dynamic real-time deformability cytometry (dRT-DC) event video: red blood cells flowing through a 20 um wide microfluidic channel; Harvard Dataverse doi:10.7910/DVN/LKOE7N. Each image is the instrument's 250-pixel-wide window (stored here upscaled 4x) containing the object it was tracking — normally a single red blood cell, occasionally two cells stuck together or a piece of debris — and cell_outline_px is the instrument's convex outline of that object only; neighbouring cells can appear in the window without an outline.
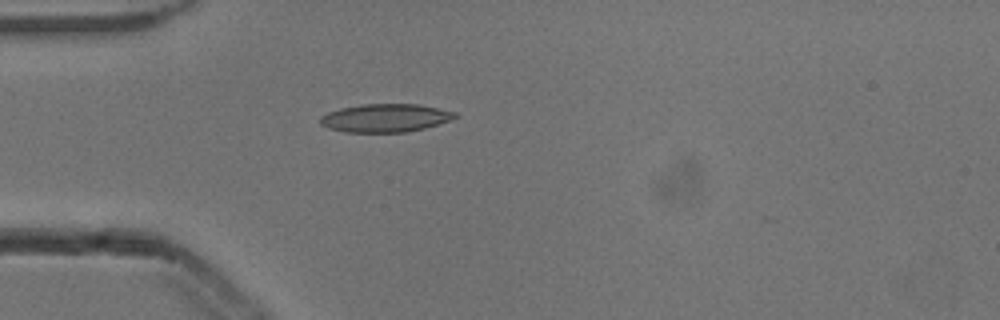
{"species": "common noctule bat (a hibernating species)", "species_latin": "Nyctalus noctula", "temperature_condition": "cold", "stored_images_in_passage": 37, "camera_frame_rate_fps": 3000, "um_per_image_px": 0.085, "animal": {"sex": "male", "body_mass_g": 13.3}, "frame": {"image": 1, "passage_image": 1, "time_ms": 0.0, "image_size_px": [1000, 320], "cell_outline_px": [[456, 116], [448, 120], [424, 128], [404, 132], [344, 132], [328, 128], [320, 124], [320, 116], [328, 112], [340, 108], [364, 104], [420, 104], [456, 112]], "centroid_in_image_um": [32.7, 10.02], "position_along_channel_um": 52.3, "area_um2": 21.96}}
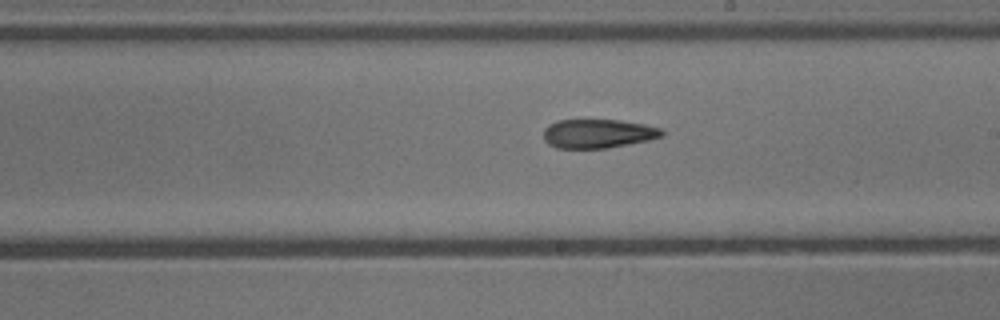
{"frame": {"image": 2, "passage_image": 16, "time_ms": 5.0, "image_size_px": [1000, 320], "cell_outline_px": [[664, 136], [648, 140], [608, 148], [556, 148], [548, 144], [544, 140], [544, 128], [548, 124], [556, 120], [620, 120], [644, 124], [660, 128], [664, 132]], "centroid_in_image_um": [50.81, 11.35], "position_along_channel_um": 238.2, "area_um2": 20.06}}
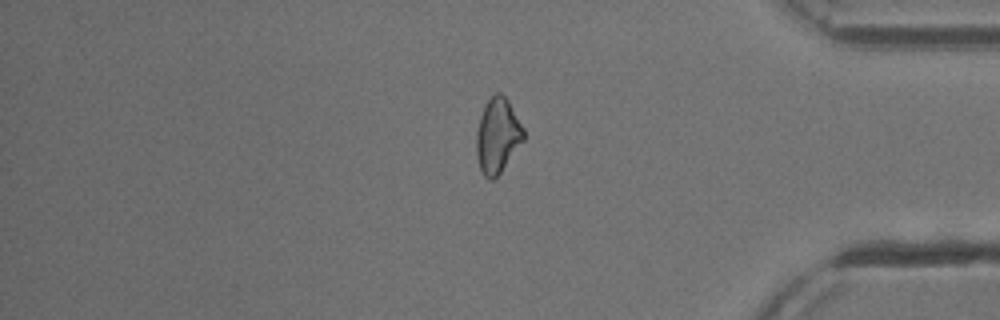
{"frame": {"image": 3, "passage_image": 30, "time_ms": 9.667, "image_size_px": [1000, 320], "cell_outline_px": [[524, 140], [500, 172], [492, 180], [488, 180], [484, 176], [480, 168], [476, 152], [476, 132], [480, 116], [488, 100], [496, 92], [500, 92], [508, 100], [524, 128]], "centroid_in_image_um": [42.29, 11.52], "position_along_channel_um": 392.9, "area_um2": 20.4}, "authors_computed_cell_mechanics": {"area_um2": 20.6346, "velocity_mm_per_s": 3.8871, "shape_relaxation_time_tau1_ms": 4.3903, "shape_relaxation_time_tau2_ms": 5.7034, "deformation_change_tau1": 0.1439, "deformation_change_tau2": 0.162}}